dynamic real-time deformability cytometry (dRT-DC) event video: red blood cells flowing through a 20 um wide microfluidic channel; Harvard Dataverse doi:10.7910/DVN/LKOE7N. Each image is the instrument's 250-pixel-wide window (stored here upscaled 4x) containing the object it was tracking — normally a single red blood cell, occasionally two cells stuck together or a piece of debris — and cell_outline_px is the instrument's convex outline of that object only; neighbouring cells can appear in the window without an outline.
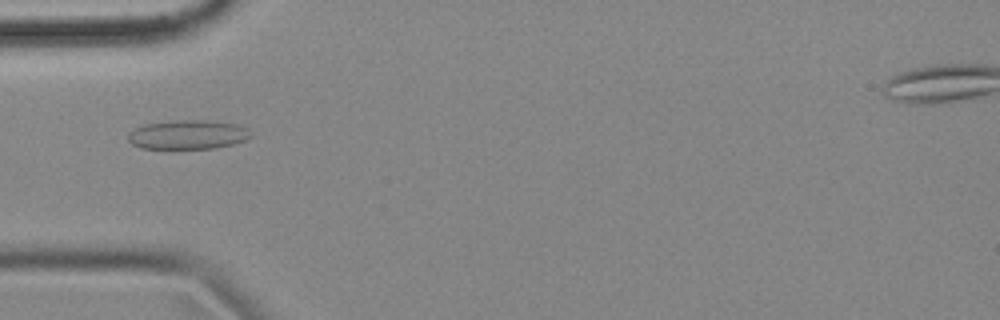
{"species": "common noctule bat (a hibernating species)", "species_latin": "Nyctalus noctula", "temperature_condition": "cold", "stored_images_in_passage": 41, "camera_frame_rate_fps": 3000, "um_per_image_px": 0.085, "animal": {"sex": "female", "body_mass_g": 18.4}, "frame": {"image": 1, "passage_image": 17, "time_ms": 5.333, "image_size_px": [1000, 320], "cell_outline_px": [[252, 136], [244, 140], [232, 144], [216, 148], [140, 148], [132, 144], [128, 140], [128, 132], [144, 124], [176, 120], [208, 120], [236, 124], [244, 128]], "centroid_in_image_um": [15.92, 11.44], "position_along_channel_um": 69.1, "area_um2": 20.63}}
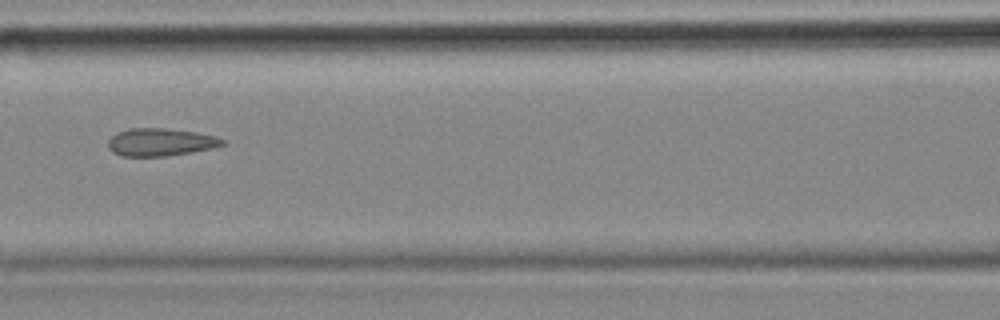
{"frame": {"image": 2, "passage_image": 24, "time_ms": 7.667, "image_size_px": [1000, 320], "cell_outline_px": [[224, 144], [212, 148], [192, 152], [168, 156], [120, 156], [112, 152], [108, 148], [108, 140], [116, 132], [128, 128], [164, 128], [196, 132], [216, 136], [224, 140]], "centroid_in_image_um": [13.6, 12.08], "position_along_channel_um": 153.0, "area_um2": 18.55}}
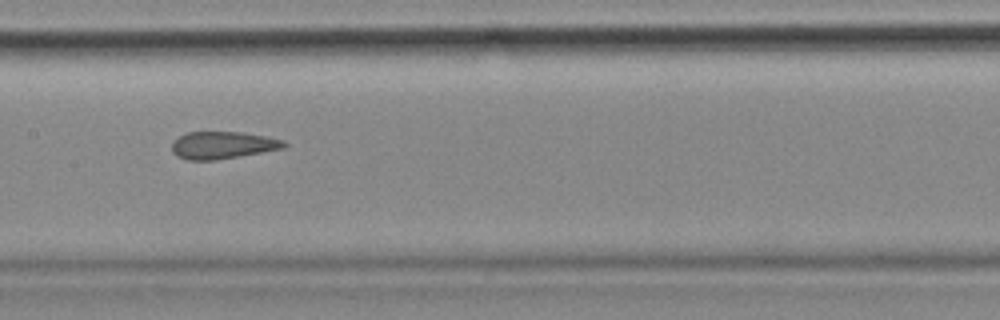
{"frame": {"image": 3, "passage_image": 27, "time_ms": 8.667, "image_size_px": [1000, 320], "cell_outline_px": [[288, 144], [284, 148], [216, 160], [188, 160], [176, 156], [172, 152], [172, 140], [188, 132], [244, 132], [284, 140]], "centroid_in_image_um": [18.91, 12.34], "position_along_channel_um": 188.5, "area_um2": 17.86}}